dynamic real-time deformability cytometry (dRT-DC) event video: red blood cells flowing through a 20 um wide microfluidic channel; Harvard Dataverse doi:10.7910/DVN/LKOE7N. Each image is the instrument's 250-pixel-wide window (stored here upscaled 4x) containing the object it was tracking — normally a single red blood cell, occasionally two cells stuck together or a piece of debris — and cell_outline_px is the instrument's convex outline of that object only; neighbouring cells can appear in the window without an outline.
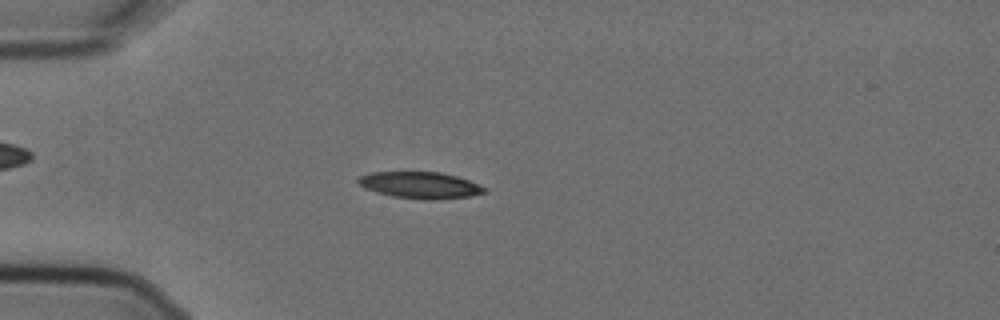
{"species": "Egyptian fruit bat (a non-hibernating species)", "species_latin": "Rousettus aegyptiacus", "temperature_condition": "cold", "stored_images_in_passage": 4, "camera_frame_rate_fps": 3000, "um_per_image_px": 0.085, "animal": {"sex": "female"}, "frame": {"image": 1, "passage_image": 4, "time_ms": 1.0, "image_size_px": [1000, 320], "cell_outline_px": [[488, 188], [484, 192], [468, 196], [440, 200], [424, 200], [392, 196], [376, 192], [364, 188], [356, 180], [360, 176], [372, 172], [440, 172], [456, 176], [480, 184]], "centroid_in_image_um": [35.72, 15.74], "position_along_channel_um": 49.3, "area_um2": 19.59}}